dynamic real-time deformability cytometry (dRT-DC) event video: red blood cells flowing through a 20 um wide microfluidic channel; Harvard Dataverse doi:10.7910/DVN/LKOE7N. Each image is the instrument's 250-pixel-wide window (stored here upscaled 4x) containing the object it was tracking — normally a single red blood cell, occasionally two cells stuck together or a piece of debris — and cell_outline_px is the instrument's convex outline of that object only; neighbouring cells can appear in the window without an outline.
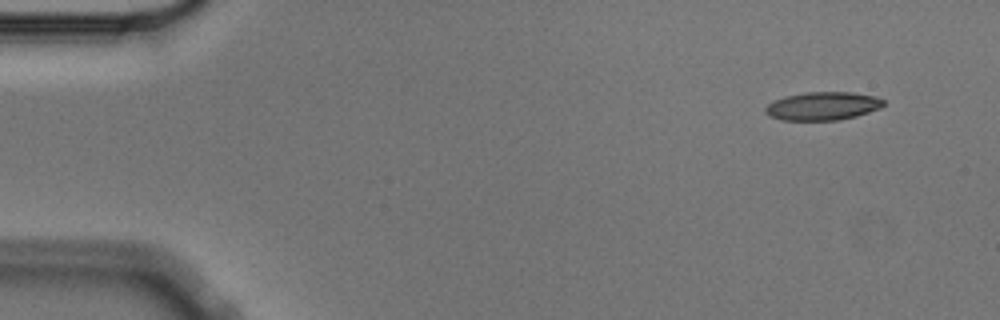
{"species": "Egyptian fruit bat (a non-hibernating species)", "species_latin": "Rousettus aegyptiacus", "temperature_condition": "cold", "stored_images_in_passage": 4, "camera_frame_rate_fps": 3000, "um_per_image_px": 0.085, "animal": {"sex": "male"}, "frame": {"image": 1, "passage_image": 1, "time_ms": 0.0, "image_size_px": [1000, 320], "cell_outline_px": [[884, 104], [880, 108], [856, 116], [840, 120], [780, 120], [768, 116], [764, 112], [764, 108], [772, 100], [784, 96], [804, 92], [852, 92], [876, 96], [884, 100]], "centroid_in_image_um": [69.88, 9.01], "position_along_channel_um": 15.1, "area_um2": 19.71}}
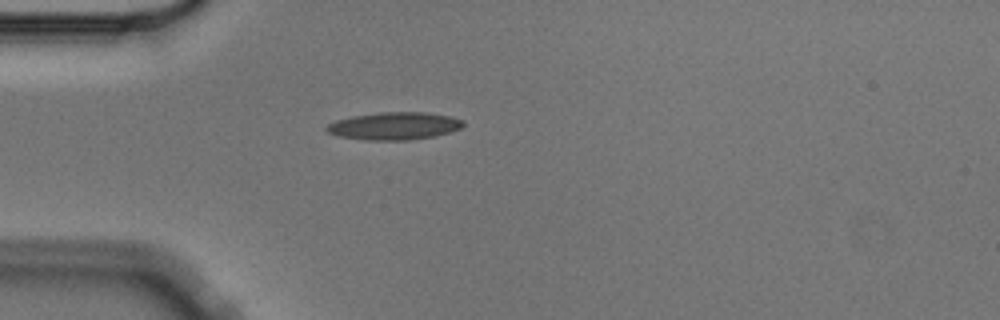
{"frame": {"image": 2, "passage_image": 4, "time_ms": 1.0, "image_size_px": [1000, 320], "cell_outline_px": [[464, 124], [460, 128], [452, 132], [436, 136], [408, 140], [364, 140], [340, 136], [328, 132], [324, 128], [328, 124], [336, 120], [352, 116], [380, 112], [424, 112], [452, 116], [464, 120]], "centroid_in_image_um": [33.54, 10.7], "position_along_channel_um": 51.5, "area_um2": 22.08}}